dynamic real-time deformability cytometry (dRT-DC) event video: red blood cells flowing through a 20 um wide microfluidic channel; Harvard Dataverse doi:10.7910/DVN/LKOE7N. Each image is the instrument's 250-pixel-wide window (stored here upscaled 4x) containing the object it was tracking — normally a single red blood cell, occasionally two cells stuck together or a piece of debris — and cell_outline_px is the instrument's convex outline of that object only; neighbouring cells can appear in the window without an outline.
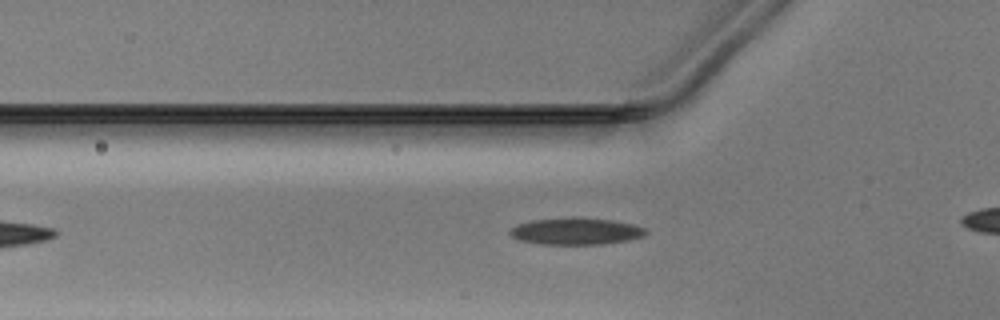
{"species": "Egyptian fruit bat (a non-hibernating species)", "species_latin": "Rousettus aegyptiacus", "temperature_condition": "warm", "stored_images_in_passage": 30, "camera_frame_rate_fps": 3000, "um_per_image_px": 0.085, "animal": {"sex": "male"}, "frame": {"image": 1, "passage_image": 5, "time_ms": 1.333, "image_size_px": [1000, 320], "cell_outline_px": [[648, 232], [644, 236], [628, 240], [604, 244], [544, 244], [520, 240], [512, 236], [508, 232], [516, 224], [532, 220], [572, 216], [612, 220], [636, 224], [648, 228]], "centroid_in_image_um": [49.01, 19.63], "position_along_channel_um": 76.8, "area_um2": 21.56}}
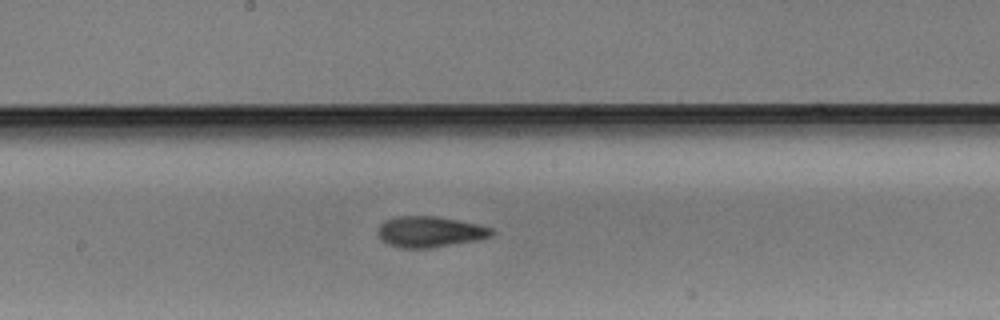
{"frame": {"image": 2, "passage_image": 15, "time_ms": 4.667, "image_size_px": [1000, 320], "cell_outline_px": [[496, 232], [492, 236], [476, 240], [432, 248], [400, 248], [388, 244], [380, 240], [376, 236], [376, 232], [380, 224], [384, 220], [400, 216], [436, 216], [476, 224], [492, 228]], "centroid_in_image_um": [36.49, 19.71], "position_along_channel_um": 211.7, "area_um2": 20.63}}
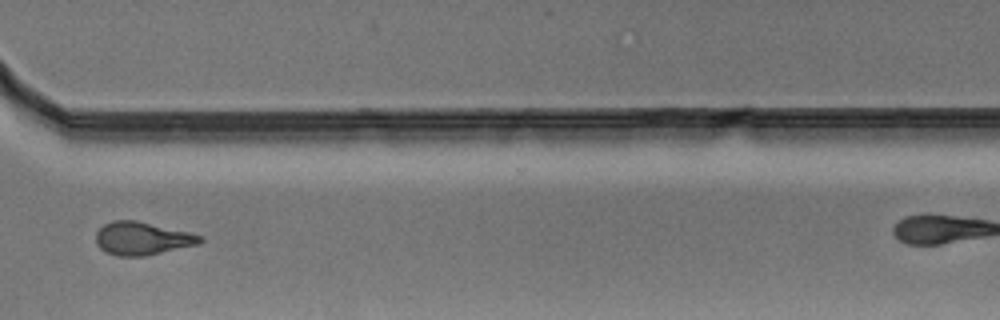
{"frame": {"image": 3, "passage_image": 26, "time_ms": 8.333, "image_size_px": [1000, 320], "cell_outline_px": [[204, 240], [200, 244], [144, 256], [116, 256], [100, 248], [96, 244], [96, 232], [104, 224], [112, 220], [136, 220], [188, 232], [204, 236]], "centroid_in_image_um": [12.09, 20.27], "position_along_channel_um": 358.5, "area_um2": 20.06}}